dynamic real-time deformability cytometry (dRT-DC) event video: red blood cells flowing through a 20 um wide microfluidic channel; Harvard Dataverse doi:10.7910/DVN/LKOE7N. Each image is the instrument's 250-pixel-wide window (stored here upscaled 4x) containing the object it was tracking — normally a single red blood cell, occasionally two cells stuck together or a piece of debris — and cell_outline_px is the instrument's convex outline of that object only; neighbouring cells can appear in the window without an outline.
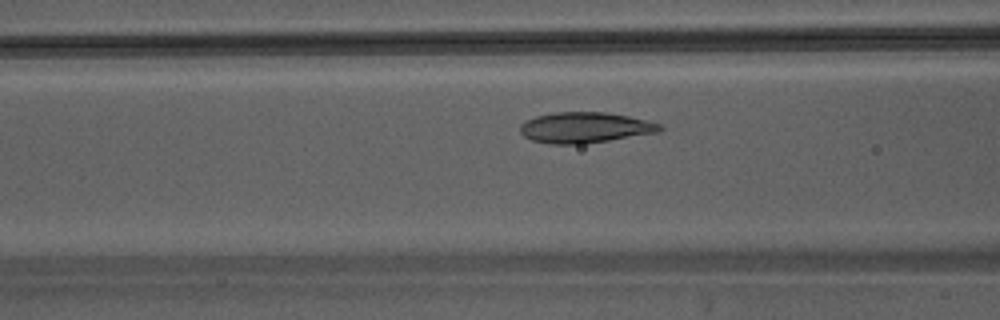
{"species": "Egyptian fruit bat (a non-hibernating species)", "species_latin": "Rousettus aegyptiacus", "temperature_condition": "warm", "stored_images_in_passage": 37, "camera_frame_rate_fps": 3000, "um_per_image_px": 0.085, "animal": {"sex": "male"}, "frame": {"image": 1, "passage_image": 10, "time_ms": 3.0, "image_size_px": [1000, 320], "cell_outline_px": [[664, 128], [660, 132], [584, 144], [552, 144], [532, 140], [524, 136], [520, 132], [520, 124], [536, 116], [556, 112], [604, 112], [628, 116], [660, 124]], "centroid_in_image_um": [49.72, 10.85], "position_along_channel_um": 116.9, "area_um2": 24.85}}
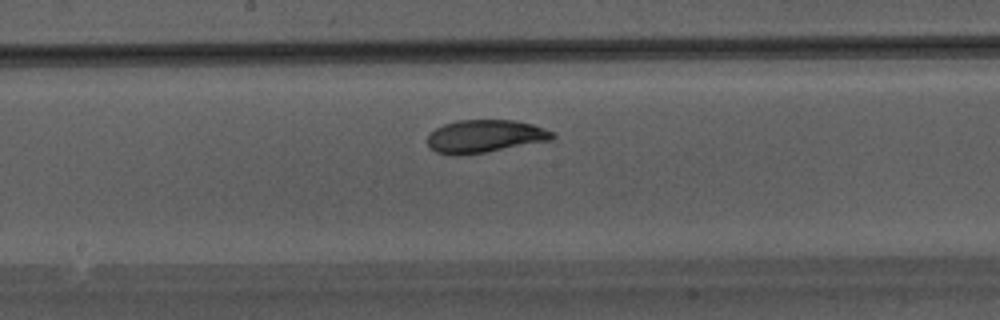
{"frame": {"image": 2, "passage_image": 16, "time_ms": 5.0, "image_size_px": [1000, 320], "cell_outline_px": [[556, 136], [552, 140], [484, 152], [460, 156], [456, 156], [436, 152], [428, 148], [428, 132], [444, 124], [456, 120], [516, 120], [532, 124], [544, 128], [552, 132]], "centroid_in_image_um": [41.18, 11.58], "position_along_channel_um": 207.0, "area_um2": 24.04}}
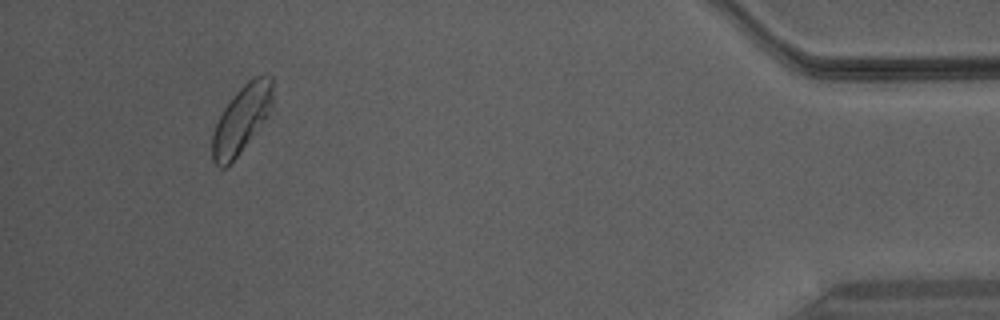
{"frame": {"image": 3, "passage_image": 34, "time_ms": 11.0, "image_size_px": [1000, 320], "cell_outline_px": [[272, 108], [240, 152], [224, 168], [220, 168], [212, 160], [212, 136], [216, 124], [224, 108], [232, 96], [252, 76], [272, 76]], "centroid_in_image_um": [20.51, 10.11], "position_along_channel_um": 414.7, "area_um2": 23.12}}